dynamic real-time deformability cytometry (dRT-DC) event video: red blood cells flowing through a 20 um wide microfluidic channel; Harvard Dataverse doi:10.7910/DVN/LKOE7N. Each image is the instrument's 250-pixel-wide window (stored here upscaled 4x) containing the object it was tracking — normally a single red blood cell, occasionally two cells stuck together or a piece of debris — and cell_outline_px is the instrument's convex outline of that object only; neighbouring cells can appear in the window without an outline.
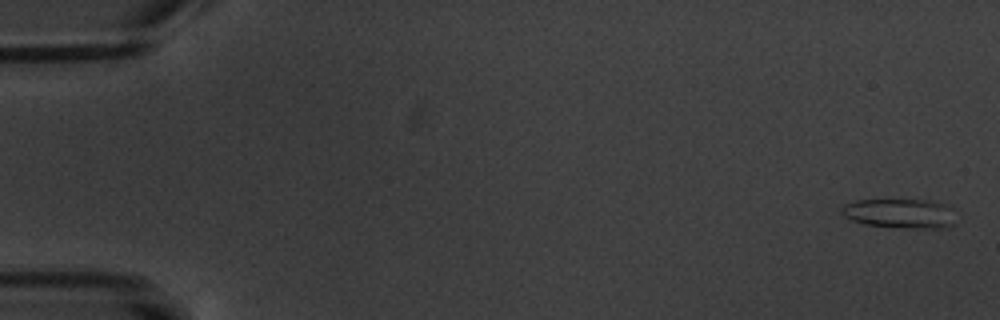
{"species": "common noctule bat (a hibernating species)", "species_latin": "Nyctalus noctula", "temperature_condition": "warm", "stored_images_in_passage": 5, "camera_frame_rate_fps": 3000, "um_per_image_px": 0.085, "animal": {"sex": "male", "body_mass_g": 20.1, "forearm_length_mm": 53.5}, "frame": {"image": 1, "passage_image": 1, "time_ms": 0.0, "image_size_px": [1000, 320], "cell_outline_px": [[956, 224], [948, 228], [908, 228], [864, 224], [852, 220], [844, 216], [840, 212], [840, 208], [844, 204], [856, 200], [928, 200], [948, 204], [952, 208]], "centroid_in_image_um": [76.54, 18.14], "position_along_channel_um": 8.5, "area_um2": 19.94}}
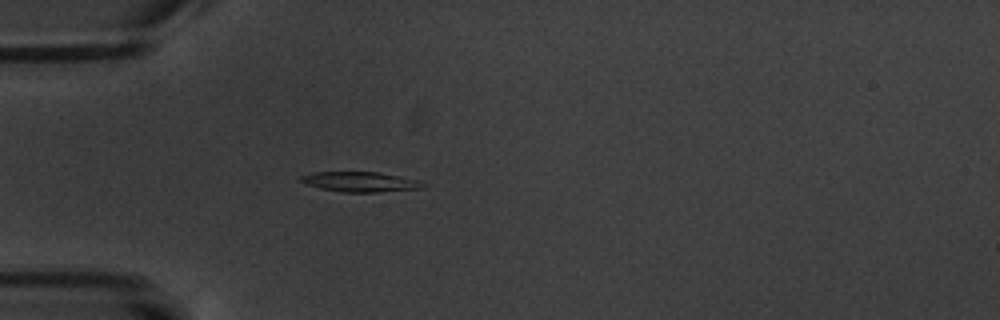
{"frame": {"image": 2, "passage_image": 5, "time_ms": 5.333, "image_size_px": [1000, 320], "cell_outline_px": [[428, 184], [420, 188], [376, 192], [344, 192], [320, 188], [304, 184], [300, 180], [300, 176], [312, 172], [380, 172], [420, 180]], "centroid_in_image_um": [30.62, 15.44], "position_along_channel_um": 54.4, "area_um2": 14.28}}